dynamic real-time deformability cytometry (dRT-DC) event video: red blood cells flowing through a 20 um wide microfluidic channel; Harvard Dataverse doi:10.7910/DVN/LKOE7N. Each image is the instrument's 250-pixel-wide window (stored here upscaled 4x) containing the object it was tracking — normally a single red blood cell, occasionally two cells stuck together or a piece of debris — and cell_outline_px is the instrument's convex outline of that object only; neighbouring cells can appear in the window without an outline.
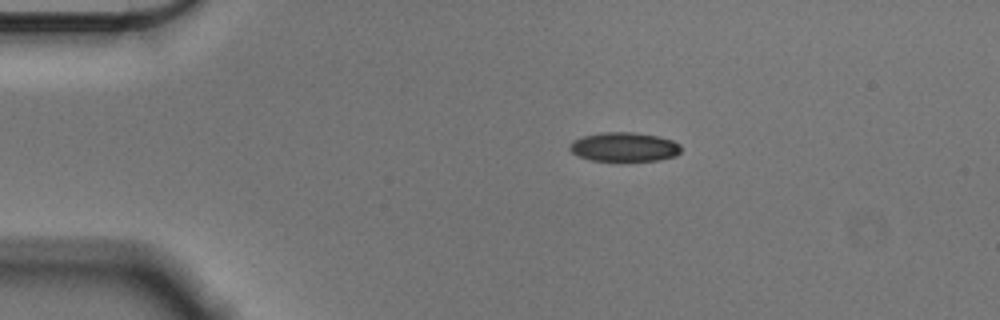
{"species": "Egyptian fruit bat (a non-hibernating species)", "species_latin": "Rousettus aegyptiacus", "temperature_condition": "cold", "stored_images_in_passage": 46, "camera_frame_rate_fps": 3000, "um_per_image_px": 0.085, "animal": {"sex": "male"}, "frame": {"image": 1, "passage_image": 1, "time_ms": 0.0, "image_size_px": [1000, 320], "cell_outline_px": [[680, 152], [676, 156], [656, 160], [592, 160], [580, 156], [572, 152], [568, 148], [568, 144], [572, 140], [584, 136], [600, 132], [632, 132], [660, 136], [672, 140], [680, 144]], "centroid_in_image_um": [53.05, 12.47], "position_along_channel_um": 32.0, "area_um2": 18.84}}
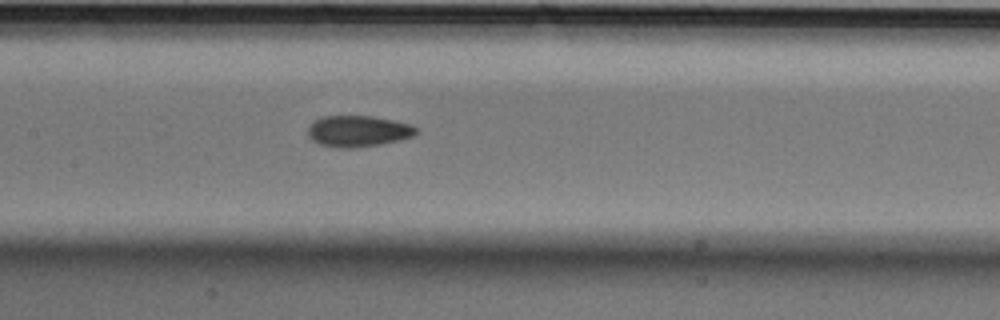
{"frame": {"image": 2, "passage_image": 17, "time_ms": 5.333, "image_size_px": [1000, 320], "cell_outline_px": [[420, 132], [412, 136], [400, 140], [380, 144], [352, 148], [336, 148], [320, 144], [312, 140], [308, 136], [308, 128], [316, 120], [324, 116], [372, 116], [412, 124]], "centroid_in_image_um": [30.46, 11.15], "position_along_channel_um": 176.9, "area_um2": 19.65}}
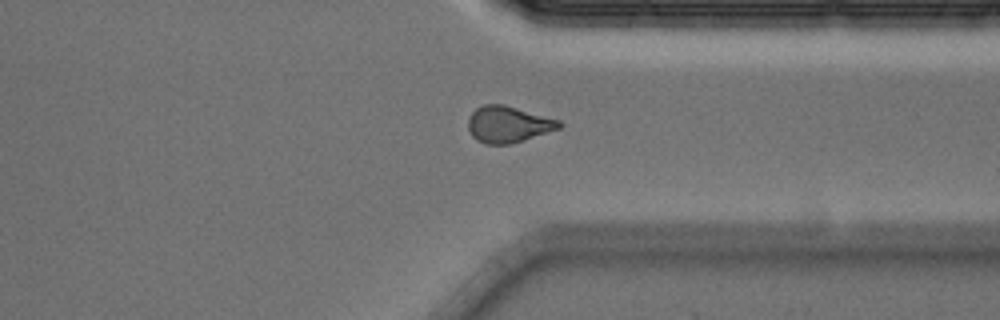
{"frame": {"image": 3, "passage_image": 33, "time_ms": 10.667, "image_size_px": [1000, 320], "cell_outline_px": [[564, 124], [560, 128], [512, 144], [484, 144], [476, 140], [472, 136], [468, 128], [468, 116], [476, 108], [484, 104], [504, 104], [560, 120]], "centroid_in_image_um": [43.18, 10.57], "position_along_channel_um": 368.2, "area_um2": 19.48}, "authors_computed_cell_mechanics": {"area_um2": 19.3052, "velocity_mm_per_s": 3.5957, "shape_relaxation_time_tau1_ms": 3.5342, "shape_relaxation_time_tau2_ms": 4.3646, "deformation_change_tau1": 0.0865, "deformation_change_tau2": 0.0934}}